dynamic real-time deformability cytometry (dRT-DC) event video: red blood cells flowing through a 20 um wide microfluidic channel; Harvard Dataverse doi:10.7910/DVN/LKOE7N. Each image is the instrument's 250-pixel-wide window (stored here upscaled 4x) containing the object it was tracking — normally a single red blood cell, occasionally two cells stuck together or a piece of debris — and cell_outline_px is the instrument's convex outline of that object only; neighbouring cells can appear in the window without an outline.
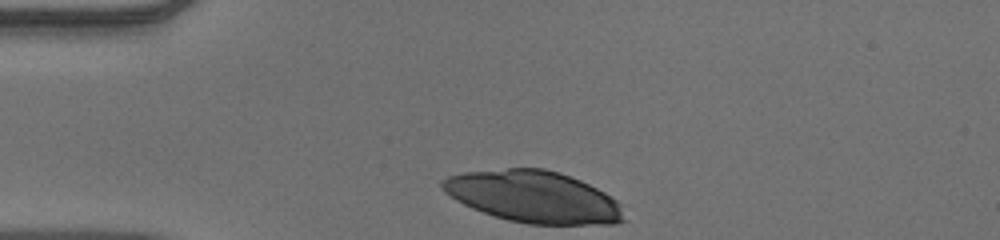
{"species": "human", "species_latin": "Homo sapiens", "temperature_condition": "warm", "stored_images_in_passage": 31, "camera_frame_rate_fps": 3000, "um_per_image_px": 0.085, "donor": {"sex": "male"}, "frame": {"image": 1, "passage_image": 1, "time_ms": 0.0, "image_size_px": [1000, 240], "cell_outline_px": [[628, 220], [616, 224], [528, 224], [508, 220], [472, 208], [456, 200], [444, 192], [440, 188], [440, 180], [448, 176], [464, 172], [508, 168], [544, 168], [560, 172], [580, 180], [604, 192], [616, 200], [620, 204]], "centroid_in_image_um": [45.36, 16.73], "position_along_channel_um": 39.6, "area_um2": 54.91}}
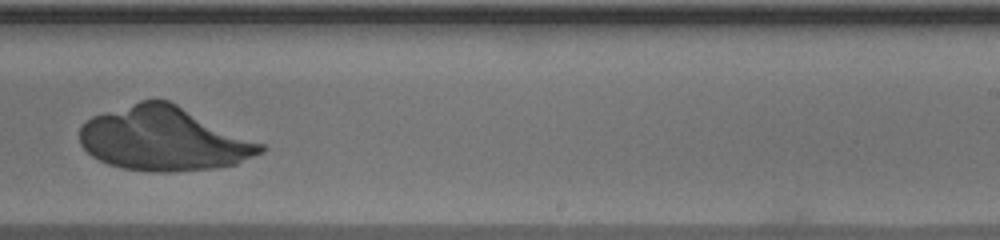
{"frame": {"image": 2, "passage_image": 22, "time_ms": 7.0, "image_size_px": [1000, 240], "cell_outline_px": [[264, 152], [236, 164], [216, 168], [168, 172], [152, 172], [124, 168], [108, 164], [92, 156], [80, 144], [80, 128], [92, 116], [140, 100], [168, 100], [264, 144]], "centroid_in_image_um": [13.93, 11.81], "position_along_channel_um": 275.1, "area_um2": 66.99}}
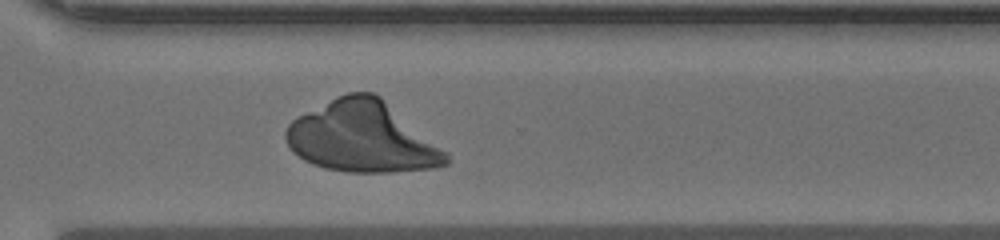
{"frame": {"image": 3, "passage_image": 27, "time_ms": 8.667, "image_size_px": [1000, 240], "cell_outline_px": [[448, 164], [436, 168], [392, 172], [344, 172], [324, 168], [312, 164], [304, 160], [292, 152], [288, 148], [284, 140], [284, 132], [288, 124], [296, 116], [336, 96], [348, 92], [372, 92], [380, 96], [448, 152]], "centroid_in_image_um": [30.75, 11.65], "position_along_channel_um": 339.8, "area_um2": 66.7}}